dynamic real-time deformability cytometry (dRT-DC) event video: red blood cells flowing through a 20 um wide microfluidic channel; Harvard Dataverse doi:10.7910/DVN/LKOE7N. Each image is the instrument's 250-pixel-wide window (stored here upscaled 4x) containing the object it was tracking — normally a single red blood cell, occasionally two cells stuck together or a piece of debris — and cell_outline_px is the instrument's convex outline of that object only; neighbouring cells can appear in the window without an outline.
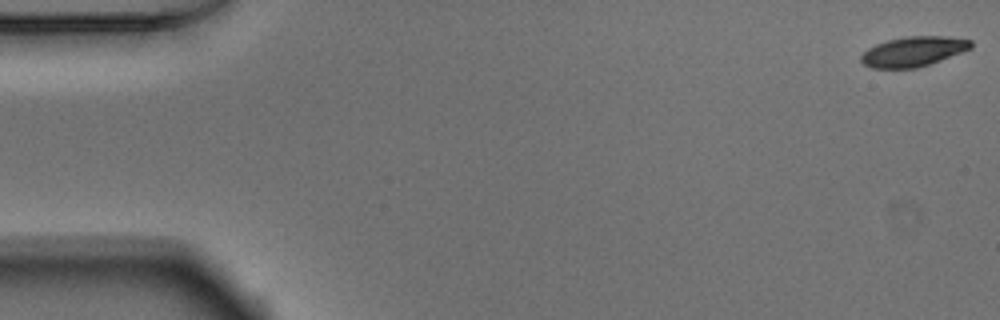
{"species": "Egyptian fruit bat (a non-hibernating species)", "species_latin": "Rousettus aegyptiacus", "temperature_condition": "warm", "stored_images_in_passage": 8, "camera_frame_rate_fps": 3000, "um_per_image_px": 0.085, "animal": {"sex": "male"}, "frame": {"image": 1, "passage_image": 1, "time_ms": 0.0, "image_size_px": [1000, 320], "cell_outline_px": [[972, 48], [940, 60], [916, 68], [872, 68], [864, 64], [860, 60], [860, 56], [868, 48], [876, 44], [888, 40], [908, 36], [944, 36], [972, 40]], "centroid_in_image_um": [77.62, 4.37], "position_along_channel_um": 7.4, "area_um2": 18.96}}